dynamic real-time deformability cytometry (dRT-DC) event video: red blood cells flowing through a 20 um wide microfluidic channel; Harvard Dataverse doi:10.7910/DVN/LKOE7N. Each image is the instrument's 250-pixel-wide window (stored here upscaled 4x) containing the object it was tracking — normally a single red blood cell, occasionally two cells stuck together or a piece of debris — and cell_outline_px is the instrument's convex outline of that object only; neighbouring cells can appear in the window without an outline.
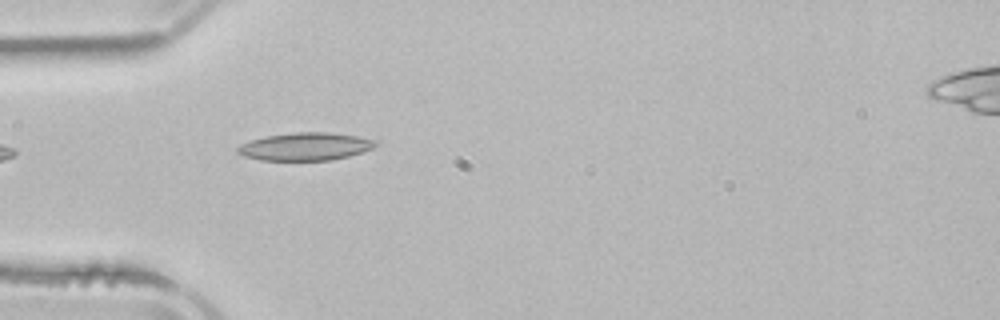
{"species": "common noctule bat (a hibernating species)", "species_latin": "Nyctalus noctula", "temperature_condition": "room temperature", "stored_images_in_passage": 4, "camera_frame_rate_fps": 3000, "um_per_image_px": 0.085, "animal": {"sex": "male", "body_mass_g": 21.5, "forearm_length_mm": 52.0}, "frame": {"image": 1, "passage_image": 4, "time_ms": 4.333, "image_size_px": [1000, 320], "cell_outline_px": [[380, 140], [372, 148], [348, 156], [332, 160], [260, 160], [244, 156], [236, 152], [236, 148], [240, 144], [252, 140], [268, 136], [296, 132], [328, 132], [356, 136]], "centroid_in_image_um": [25.95, 12.45], "position_along_channel_um": 59.0, "area_um2": 22.2}}